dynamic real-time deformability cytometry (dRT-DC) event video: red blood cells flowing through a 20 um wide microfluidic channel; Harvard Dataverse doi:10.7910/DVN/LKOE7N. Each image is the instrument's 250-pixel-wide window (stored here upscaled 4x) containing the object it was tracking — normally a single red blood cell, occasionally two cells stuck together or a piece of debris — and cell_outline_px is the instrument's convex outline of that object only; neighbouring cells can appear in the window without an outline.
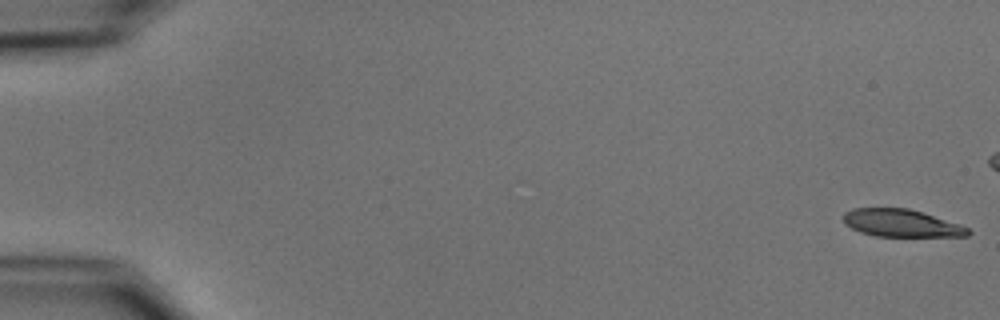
{"species": "common noctule bat (a hibernating species)", "species_latin": "Nyctalus noctula", "temperature_condition": "cold", "stored_images_in_passage": 55, "camera_frame_rate_fps": 3000, "um_per_image_px": 0.085, "animal": {"sex": "male", "body_mass_g": 15.6}, "frame": {"image": 1, "passage_image": 1, "time_ms": 0.0, "image_size_px": [1000, 320], "cell_outline_px": [[972, 232], [968, 236], [876, 236], [860, 232], [844, 224], [844, 212], [852, 208], [908, 208], [960, 224], [968, 228]], "centroid_in_image_um": [76.6, 18.96], "position_along_channel_um": 8.4, "area_um2": 19.88}}
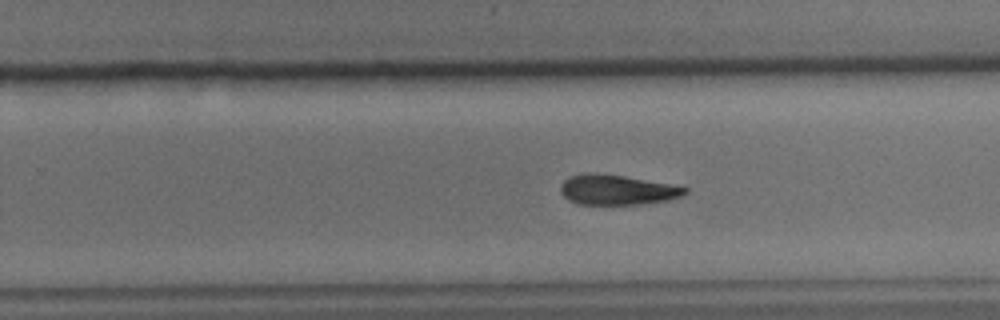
{"frame": {"image": 2, "passage_image": 35, "time_ms": 11.333, "image_size_px": [1000, 320], "cell_outline_px": [[688, 192], [680, 196], [668, 200], [640, 204], [580, 204], [568, 200], [560, 192], [560, 184], [568, 176], [584, 172], [596, 172], [624, 176], [668, 184], [688, 188]], "centroid_in_image_um": [52.38, 16.12], "position_along_channel_um": 277.4, "area_um2": 21.79}}
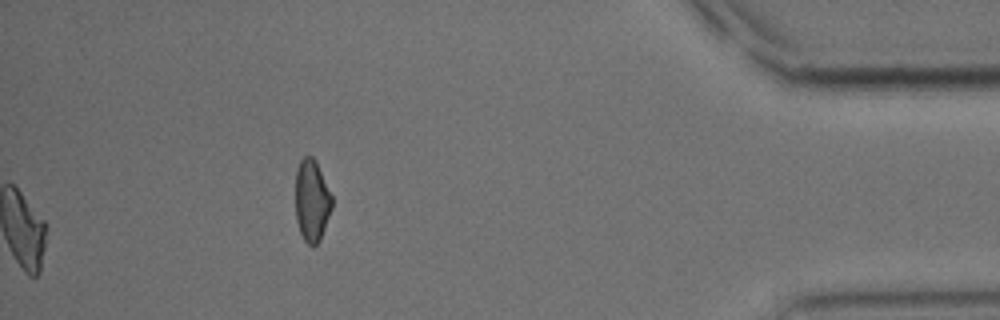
{"frame": {"image": 3, "passage_image": 55, "time_ms": 18.0, "image_size_px": [1000, 320], "cell_outline_px": [[332, 208], [320, 240], [312, 248], [304, 240], [300, 232], [296, 220], [296, 168], [300, 160], [304, 156], [312, 156], [316, 160], [332, 196]], "centroid_in_image_um": [26.5, 17.05], "position_along_channel_um": 408.7, "area_um2": 17.51}, "authors_computed_cell_mechanics": {"area_um2": 22.3686, "velocity_mm_per_s": 3.7385, "shape_relaxation_time_tau1_ms": 9.1388, "shape_relaxation_time_tau2_ms": null, "deformation_change_tau1": 0.2014, "deformation_change_tau2": null}}